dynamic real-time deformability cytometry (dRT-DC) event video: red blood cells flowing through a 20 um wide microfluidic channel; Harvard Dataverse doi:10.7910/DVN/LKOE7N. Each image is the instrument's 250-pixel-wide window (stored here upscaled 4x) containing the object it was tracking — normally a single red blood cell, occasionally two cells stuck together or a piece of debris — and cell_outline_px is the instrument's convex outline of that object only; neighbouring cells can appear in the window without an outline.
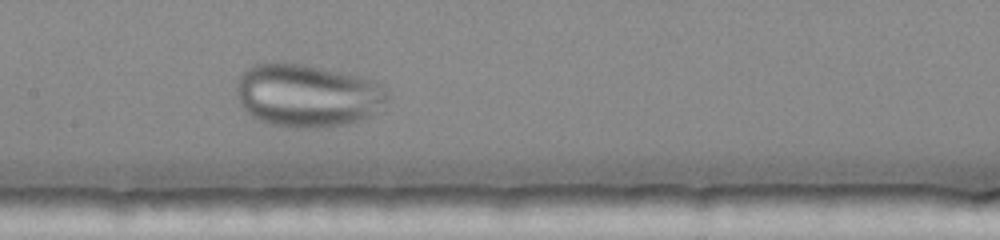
{"species": "human", "species_latin": "Homo sapiens", "temperature_condition": "warm", "stored_images_in_passage": 44, "camera_frame_rate_fps": 3000, "um_per_image_px": 0.085, "donor": {"sex": "female"}, "frame": {"image": 1, "passage_image": 22, "time_ms": 7.0, "image_size_px": [1000, 240], "cell_outline_px": [[388, 100], [364, 120], [348, 124], [328, 128], [296, 128], [272, 124], [260, 120], [252, 116], [244, 108], [236, 96], [236, 84], [240, 76], [252, 64], [272, 60], [284, 60], [364, 76], [388, 88]], "centroid_in_image_um": [26.13, 8.08], "position_along_channel_um": 181.3, "area_um2": 56.53}}